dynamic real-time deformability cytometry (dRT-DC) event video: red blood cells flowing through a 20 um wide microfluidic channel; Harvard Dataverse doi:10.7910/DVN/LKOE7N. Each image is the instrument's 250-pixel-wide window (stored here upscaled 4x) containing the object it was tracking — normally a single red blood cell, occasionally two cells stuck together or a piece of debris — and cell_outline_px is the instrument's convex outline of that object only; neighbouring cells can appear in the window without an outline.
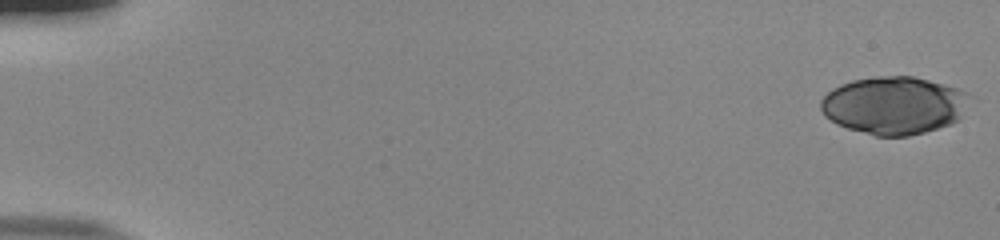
{"species": "human", "species_latin": "Homo sapiens", "temperature_condition": "room temperature", "stored_images_in_passage": 54, "camera_frame_rate_fps": 3000, "um_per_image_px": 0.085, "donor": {"sex": "male"}, "frame": {"image": 1, "passage_image": 1, "time_ms": 0.0, "image_size_px": [1000, 240], "cell_outline_px": [[972, 96], [960, 116], [952, 124], [924, 132], [908, 136], [876, 136], [848, 128], [836, 124], [824, 116], [820, 108], [820, 100], [832, 88], [840, 84], [852, 80], [876, 76], [912, 76], [944, 84], [968, 92]], "centroid_in_image_um": [75.97, 8.95], "position_along_channel_um": 9.0, "area_um2": 50.23}}
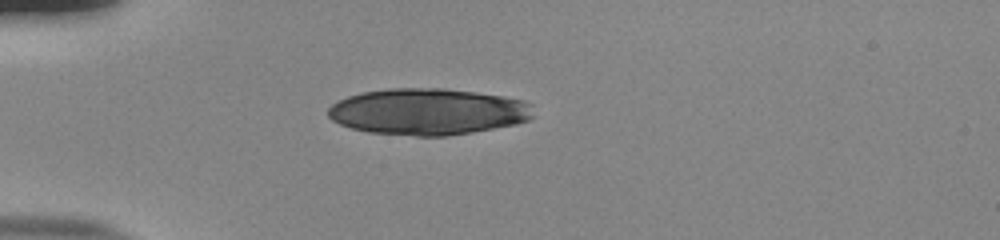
{"frame": {"image": 2, "passage_image": 16, "time_ms": 5.0, "image_size_px": [1000, 240], "cell_outline_px": [[532, 116], [528, 120], [516, 124], [472, 132], [448, 136], [416, 136], [368, 132], [352, 128], [340, 124], [332, 120], [328, 116], [328, 108], [332, 104], [348, 96], [364, 92], [388, 88], [444, 88], [476, 92], [504, 96], [524, 100], [532, 104]], "centroid_in_image_um": [36.38, 9.49], "position_along_channel_um": 48.6, "area_um2": 55.66}}